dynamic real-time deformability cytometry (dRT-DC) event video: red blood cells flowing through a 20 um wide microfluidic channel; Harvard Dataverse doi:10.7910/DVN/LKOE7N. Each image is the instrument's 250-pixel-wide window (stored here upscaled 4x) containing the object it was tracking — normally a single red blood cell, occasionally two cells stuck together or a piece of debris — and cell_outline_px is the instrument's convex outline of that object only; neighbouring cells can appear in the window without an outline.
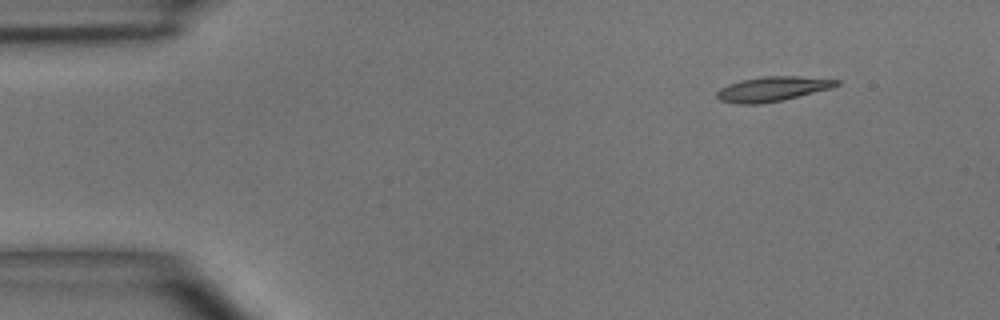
{"species": "common noctule bat (a hibernating species)", "species_latin": "Nyctalus noctula", "temperature_condition": "room temperature", "stored_images_in_passage": 4, "camera_frame_rate_fps": 3000, "um_per_image_px": 0.085, "animal": {"sex": "male", "body_mass_g": 15.6}, "frame": {"image": 1, "passage_image": 1, "time_ms": 0.0, "image_size_px": [1000, 320], "cell_outline_px": [[840, 84], [832, 88], [780, 100], [760, 104], [740, 104], [720, 100], [716, 96], [716, 92], [720, 88], [728, 84], [740, 80], [764, 76], [800, 76], [840, 80]], "centroid_in_image_um": [65.65, 7.55], "position_along_channel_um": 19.4, "area_um2": 17.11}}
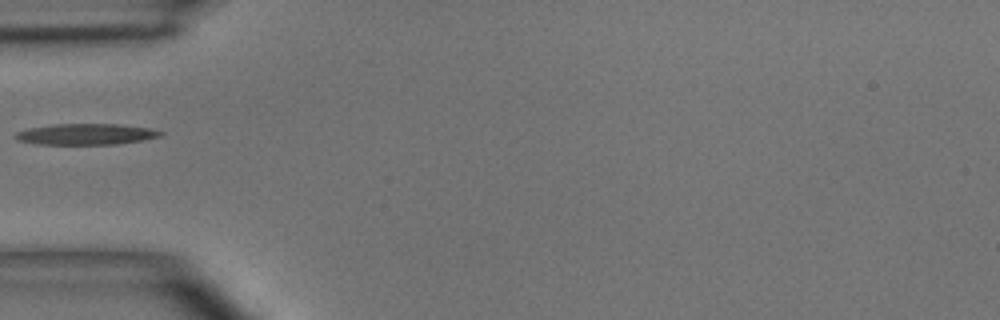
{"frame": {"image": 2, "passage_image": 4, "time_ms": 3.667, "image_size_px": [1000, 320], "cell_outline_px": [[164, 132], [160, 136], [140, 140], [116, 144], [36, 144], [20, 140], [12, 136], [16, 132], [28, 128], [56, 124], [116, 124], [148, 128]], "centroid_in_image_um": [7.26, 11.4], "position_along_channel_um": 77.7, "area_um2": 17.51}}